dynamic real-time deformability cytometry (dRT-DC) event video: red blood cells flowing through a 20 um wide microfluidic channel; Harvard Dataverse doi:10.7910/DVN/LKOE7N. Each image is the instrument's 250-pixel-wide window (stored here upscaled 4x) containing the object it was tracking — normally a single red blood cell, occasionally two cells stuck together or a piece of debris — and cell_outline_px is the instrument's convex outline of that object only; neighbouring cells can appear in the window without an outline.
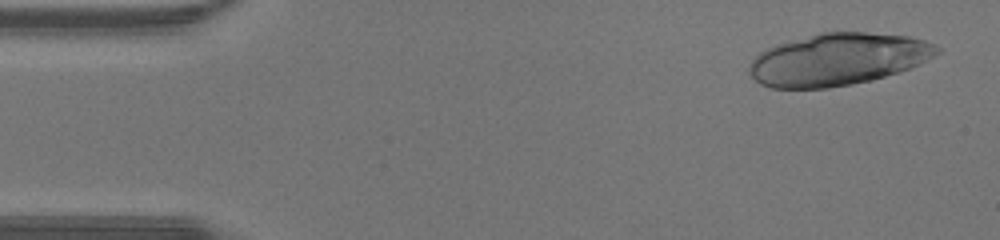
{"species": "human", "species_latin": "Homo sapiens", "temperature_condition": "warm", "stored_images_in_passage": 44, "segment_of_instrument_passage": [1, 2], "camera_frame_rate_fps": 3000, "um_per_image_px": 0.085, "donor": {"sex": "male"}, "frame": {"image": 1, "passage_image": 2, "time_ms": 0.333, "image_size_px": [1000, 240], "cell_outline_px": [[940, 52], [920, 64], [872, 80], [852, 84], [828, 88], [772, 88], [760, 84], [748, 72], [748, 64], [760, 52], [776, 44], [820, 32], [864, 32], [908, 36], [924, 40], [936, 44], [940, 48]], "centroid_in_image_um": [71.21, 5.04], "position_along_channel_um": 13.8, "area_um2": 56.93}}
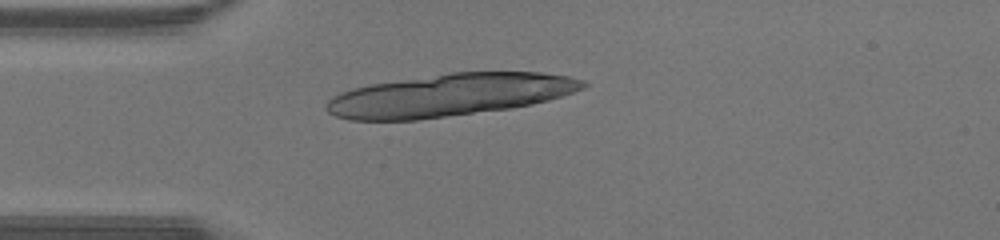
{"frame": {"image": 2, "passage_image": 11, "time_ms": 3.333, "image_size_px": [1000, 240], "cell_outline_px": [[588, 84], [584, 88], [548, 100], [532, 104], [512, 108], [416, 120], [348, 120], [336, 116], [328, 112], [324, 108], [324, 104], [332, 96], [340, 92], [352, 88], [372, 84], [452, 72], [540, 72], [568, 76], [584, 80]], "centroid_in_image_um": [38.18, 8.08], "position_along_channel_um": 46.8, "area_um2": 63.41}}